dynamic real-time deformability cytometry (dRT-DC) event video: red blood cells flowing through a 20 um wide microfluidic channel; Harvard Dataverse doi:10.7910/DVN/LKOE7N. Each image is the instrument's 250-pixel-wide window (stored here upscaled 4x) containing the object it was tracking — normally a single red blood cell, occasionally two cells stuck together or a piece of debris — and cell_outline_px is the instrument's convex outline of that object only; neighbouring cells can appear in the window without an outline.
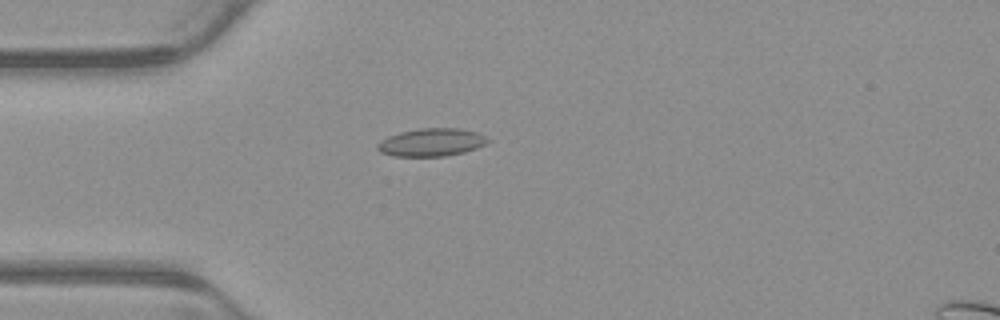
{"species": "common noctule bat (a hibernating species)", "species_latin": "Nyctalus noctula", "temperature_condition": "warm", "stored_images_in_passage": 4, "camera_frame_rate_fps": 3000, "um_per_image_px": 0.085, "animal": {"sex": "male", "body_mass_g": 23.1, "forearm_length_mm": 52.7}, "frame": {"image": 1, "passage_image": 4, "time_ms": 1.0, "image_size_px": [1000, 320], "cell_outline_px": [[488, 140], [484, 144], [476, 148], [464, 152], [444, 156], [392, 156], [380, 152], [376, 148], [376, 144], [380, 140], [388, 136], [400, 132], [420, 128], [460, 128], [476, 132], [484, 136]], "centroid_in_image_um": [36.61, 12.09], "position_along_channel_um": 48.4, "area_um2": 17.86}}